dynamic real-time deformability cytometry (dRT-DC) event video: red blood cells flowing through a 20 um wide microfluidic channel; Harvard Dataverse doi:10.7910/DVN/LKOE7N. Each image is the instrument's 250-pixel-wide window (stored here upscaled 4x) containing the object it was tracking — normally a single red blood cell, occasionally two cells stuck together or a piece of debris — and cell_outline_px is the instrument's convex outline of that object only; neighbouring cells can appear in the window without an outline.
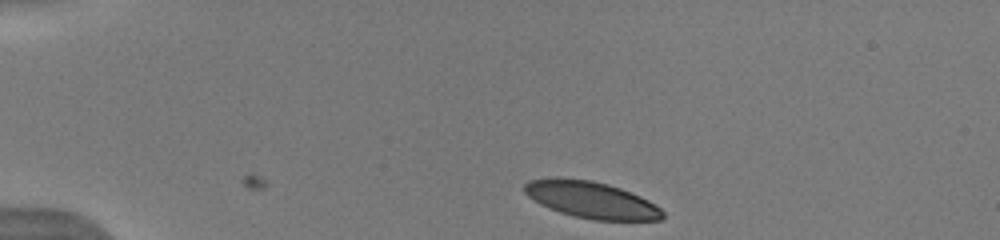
{"species": "human", "species_latin": "Homo sapiens", "temperature_condition": "warm", "stored_images_in_passage": 42, "camera_frame_rate_fps": 3000, "um_per_image_px": 0.085, "donor": {"sex": "male"}, "frame": {"image": 1, "passage_image": 1, "time_ms": 0.0, "image_size_px": [1000, 240], "cell_outline_px": [[664, 216], [660, 220], [592, 220], [560, 212], [548, 208], [540, 204], [528, 196], [524, 192], [524, 184], [528, 180], [592, 180], [608, 184], [620, 188], [640, 196], [648, 200], [660, 208], [664, 212]], "centroid_in_image_um": [50.31, 17.02], "position_along_channel_um": 34.7, "area_um2": 28.78}}
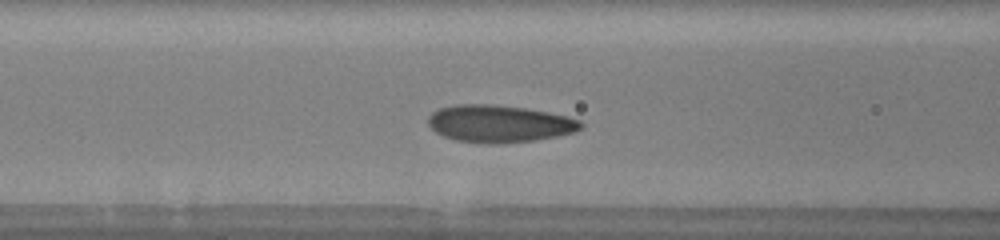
{"frame": {"image": 2, "passage_image": 13, "time_ms": 4.0, "image_size_px": [1000, 240], "cell_outline_px": [[584, 124], [576, 132], [556, 136], [532, 140], [496, 144], [488, 144], [456, 140], [444, 136], [436, 132], [428, 124], [428, 116], [432, 112], [440, 108], [456, 104], [492, 104], [524, 108], [548, 112], [568, 116], [580, 120]], "centroid_in_image_um": [42.44, 10.51], "position_along_channel_um": 124.2, "area_um2": 33.12}}
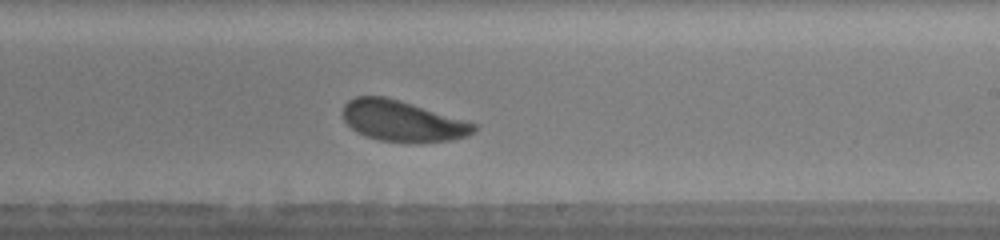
{"frame": {"image": 3, "passage_image": 23, "time_ms": 7.333, "image_size_px": [1000, 240], "cell_outline_px": [[476, 128], [468, 136], [452, 140], [380, 140], [364, 136], [356, 132], [344, 120], [344, 104], [348, 100], [356, 96], [384, 96], [400, 100], [476, 124]], "centroid_in_image_um": [34.15, 10.25], "position_along_channel_um": 254.8, "area_um2": 30.17}, "authors_computed_cell_mechanics": {"area_um2": 31.5588, "velocity_mm_per_s": 3.9217, "shape_relaxation_time_tau1_ms": 1.8318, "shape_relaxation_time_tau2_ms": 2.1032, "deformation_change_tau1": 0.1077, "deformation_change_tau2": 0.0932}}